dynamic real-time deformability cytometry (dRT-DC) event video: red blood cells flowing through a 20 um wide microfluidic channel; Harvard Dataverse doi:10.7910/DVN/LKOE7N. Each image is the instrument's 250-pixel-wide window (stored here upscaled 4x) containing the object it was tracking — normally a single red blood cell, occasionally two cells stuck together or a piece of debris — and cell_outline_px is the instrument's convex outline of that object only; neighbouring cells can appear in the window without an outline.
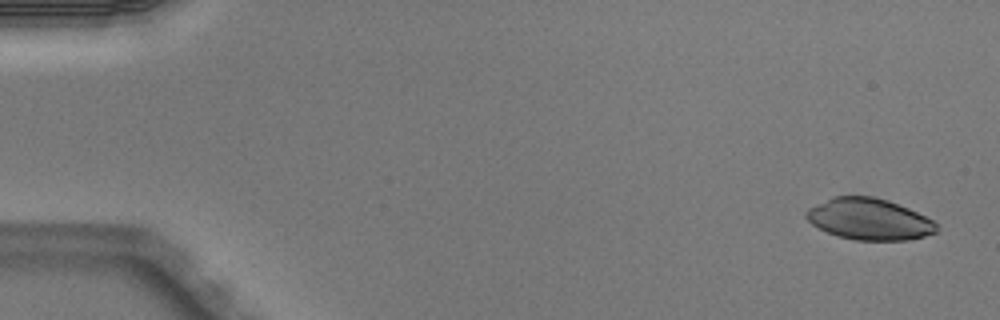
{"species": "Egyptian fruit bat (a non-hibernating species)", "species_latin": "Rousettus aegyptiacus", "temperature_condition": "warm", "stored_images_in_passage": 4, "camera_frame_rate_fps": 3000, "um_per_image_px": 0.085, "animal": {"sex": "male"}, "frame": {"image": 1, "passage_image": 1, "time_ms": 0.0, "image_size_px": [1000, 320], "cell_outline_px": [[936, 232], [924, 236], [908, 240], [856, 240], [840, 236], [828, 232], [812, 224], [804, 216], [808, 208], [832, 196], [872, 196], [888, 200], [908, 208], [932, 220], [936, 224]], "centroid_in_image_um": [73.85, 18.62], "position_along_channel_um": 11.1, "area_um2": 31.15}}